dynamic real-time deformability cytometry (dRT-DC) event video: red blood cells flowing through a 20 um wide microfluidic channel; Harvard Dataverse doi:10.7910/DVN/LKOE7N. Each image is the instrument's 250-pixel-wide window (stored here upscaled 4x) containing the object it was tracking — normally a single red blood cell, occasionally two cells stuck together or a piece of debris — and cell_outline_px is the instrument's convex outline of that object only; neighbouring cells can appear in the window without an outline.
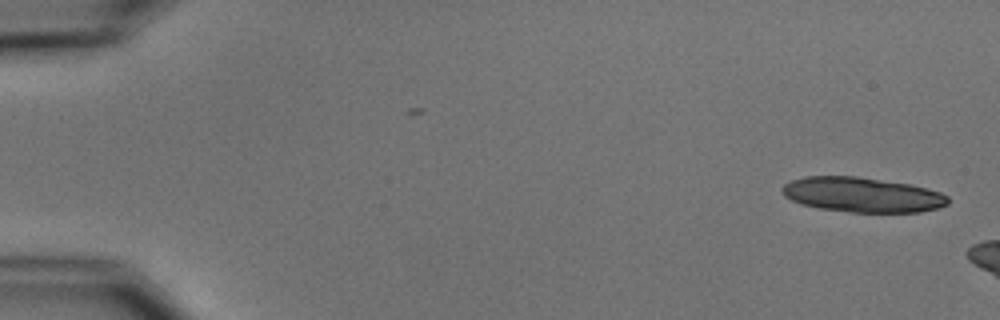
{"species": "common noctule bat (a hibernating species)", "species_latin": "Nyctalus noctula", "temperature_condition": "cold", "stored_images_in_passage": 2, "camera_frame_rate_fps": 3000, "um_per_image_px": 0.085, "animal": {"sex": "male", "body_mass_g": 15.6}, "frame": {"image": 1, "passage_image": 2, "time_ms": 1.333, "image_size_px": [1000, 320], "cell_outline_px": [[948, 204], [940, 208], [920, 212], [852, 212], [820, 208], [800, 204], [784, 196], [780, 188], [784, 184], [792, 180], [804, 176], [856, 176], [908, 184], [940, 192], [948, 196]], "centroid_in_image_um": [73.27, 16.55], "position_along_channel_um": 11.7, "area_um2": 33.64}}